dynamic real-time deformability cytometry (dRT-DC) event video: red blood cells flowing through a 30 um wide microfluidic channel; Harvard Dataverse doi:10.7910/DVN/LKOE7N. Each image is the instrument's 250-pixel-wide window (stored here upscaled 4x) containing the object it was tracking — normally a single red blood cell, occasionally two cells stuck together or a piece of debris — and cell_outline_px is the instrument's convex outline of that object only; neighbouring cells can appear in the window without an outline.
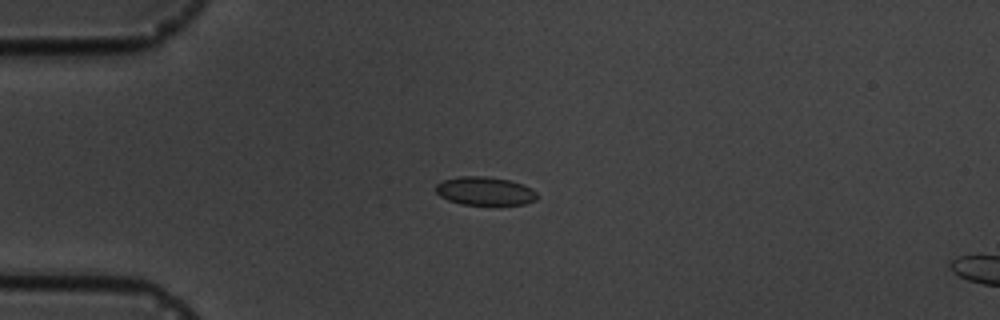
{"species": "common noctule bat (a hibernating species)", "species_latin": "Nyctalus noctula", "temperature_condition": "cold", "stored_images_in_passage": 10, "camera_frame_rate_fps": 3000, "um_per_image_px": 0.085, "animal": {"sex": "male", "body_mass_g": 19.5, "forearm_length_mm": 54.6}, "frame": {"image": 1, "passage_image": 4, "time_ms": 3.333, "image_size_px": [1000, 320], "cell_outline_px": [[540, 196], [536, 200], [524, 204], [496, 208], [460, 204], [448, 200], [440, 196], [436, 192], [436, 184], [444, 180], [460, 176], [484, 176], [508, 180], [524, 184], [532, 188]], "centroid_in_image_um": [41.28, 16.3], "position_along_channel_um": 43.7, "area_um2": 17.69}}
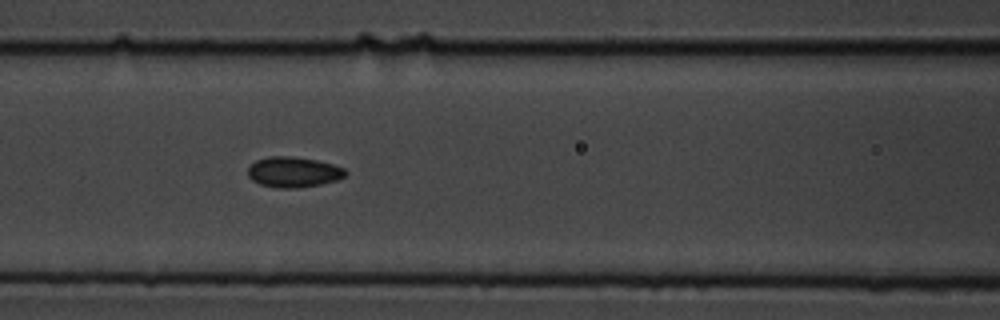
{"frame": {"image": 2, "passage_image": 7, "time_ms": 6.667, "image_size_px": [1000, 320], "cell_outline_px": [[348, 172], [344, 176], [336, 180], [320, 184], [296, 188], [280, 188], [260, 184], [252, 180], [248, 176], [248, 168], [256, 160], [268, 156], [292, 156], [316, 160], [332, 164], [344, 168]], "centroid_in_image_um": [24.93, 14.62], "position_along_channel_um": 141.7, "area_um2": 17.22}}
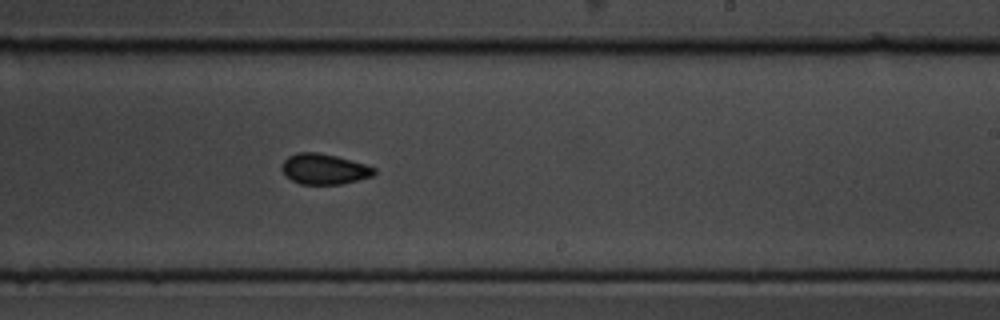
{"frame": {"image": 3, "passage_image": 10, "time_ms": 10.0, "image_size_px": [1000, 320], "cell_outline_px": [[376, 172], [372, 176], [340, 184], [300, 184], [284, 176], [280, 168], [284, 160], [288, 156], [296, 152], [316, 152], [336, 156], [364, 164], [376, 168]], "centroid_in_image_um": [27.5, 14.36], "position_along_channel_um": 261.5, "area_um2": 16.42}}